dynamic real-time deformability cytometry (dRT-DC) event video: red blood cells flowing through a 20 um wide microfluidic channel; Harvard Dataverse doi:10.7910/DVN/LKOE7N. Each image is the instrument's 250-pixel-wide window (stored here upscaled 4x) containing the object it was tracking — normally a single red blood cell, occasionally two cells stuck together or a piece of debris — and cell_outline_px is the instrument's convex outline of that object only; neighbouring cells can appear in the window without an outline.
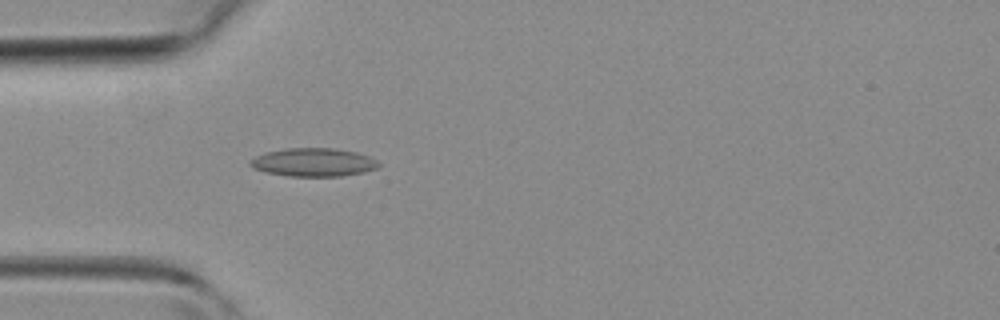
{"species": "common noctule bat (a hibernating species)", "species_latin": "Nyctalus noctula", "temperature_condition": "room temperature", "stored_images_in_passage": 21, "camera_frame_rate_fps": 3000, "um_per_image_px": 0.085, "animal": {"sex": "female", "body_mass_g": 19.3, "forearm_length_mm": 54.1}, "frame": {"image": 1, "passage_image": 4, "time_ms": 1.0, "image_size_px": [1000, 320], "cell_outline_px": [[380, 164], [376, 168], [364, 172], [340, 176], [288, 176], [268, 172], [252, 168], [248, 164], [248, 160], [256, 156], [268, 152], [288, 148], [336, 148], [356, 152], [368, 156], [376, 160]], "centroid_in_image_um": [26.63, 13.79], "position_along_channel_um": 58.4, "area_um2": 21.1}}